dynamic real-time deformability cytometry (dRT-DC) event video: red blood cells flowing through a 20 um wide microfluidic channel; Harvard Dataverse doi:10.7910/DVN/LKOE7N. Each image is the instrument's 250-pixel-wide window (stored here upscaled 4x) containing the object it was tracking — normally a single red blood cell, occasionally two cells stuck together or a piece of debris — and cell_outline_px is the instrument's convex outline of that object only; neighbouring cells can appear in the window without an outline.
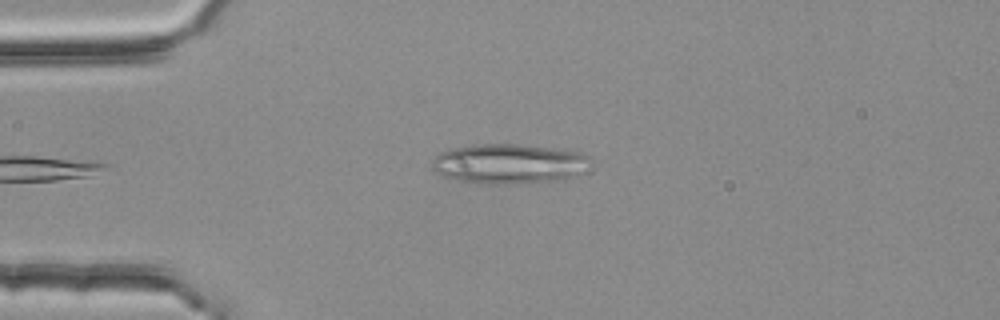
{"species": "common noctule bat (a hibernating species)", "species_latin": "Nyctalus noctula", "temperature_condition": "room temperature", "stored_images_in_passage": 3, "camera_frame_rate_fps": 3000, "um_per_image_px": 0.085, "animal": {"sex": "female", "body_mass_g": 25.1}, "frame": {"image": 1, "passage_image": 3, "time_ms": 0.667, "image_size_px": [1000, 320], "cell_outline_px": [[588, 156], [584, 172], [576, 176], [544, 180], [508, 184], [492, 184], [456, 180], [444, 176], [436, 172], [432, 168], [432, 160], [440, 152], [452, 148], [476, 144], [516, 144], [580, 152]], "centroid_in_image_um": [43.18, 13.91], "position_along_channel_um": 41.8, "area_um2": 36.01}}